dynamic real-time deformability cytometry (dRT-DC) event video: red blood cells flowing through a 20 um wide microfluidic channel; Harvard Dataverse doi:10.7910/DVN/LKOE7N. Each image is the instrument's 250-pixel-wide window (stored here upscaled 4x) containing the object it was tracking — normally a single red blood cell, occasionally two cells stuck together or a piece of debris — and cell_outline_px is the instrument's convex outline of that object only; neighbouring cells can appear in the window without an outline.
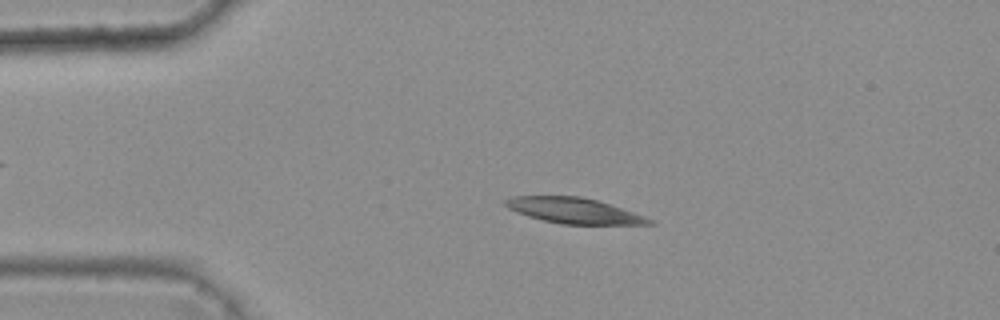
{"species": "common noctule bat (a hibernating species)", "species_latin": "Nyctalus noctula", "temperature_condition": "warm", "stored_images_in_passage": 4, "camera_frame_rate_fps": 3000, "um_per_image_px": 0.085, "animal": {"sex": "female", "body_mass_g": 25.1}, "frame": {"image": 1, "passage_image": 2, "time_ms": 0.333, "image_size_px": [1000, 320], "cell_outline_px": [[656, 224], [560, 224], [528, 216], [516, 212], [508, 208], [504, 204], [504, 200], [512, 196], [580, 196], [596, 200], [656, 220]], "centroid_in_image_um": [48.76, 17.9], "position_along_channel_um": 36.2, "area_um2": 21.21}}
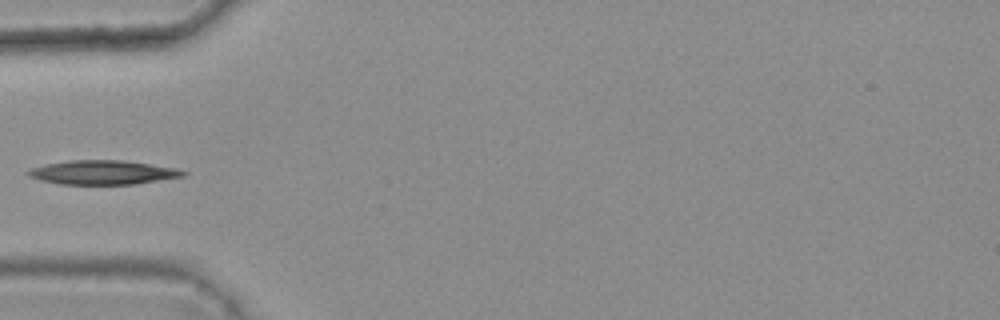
{"frame": {"image": 2, "passage_image": 4, "time_ms": 1.0, "image_size_px": [1000, 320], "cell_outline_px": [[188, 172], [184, 176], [136, 184], [60, 184], [40, 180], [28, 176], [24, 172], [28, 168], [44, 164], [68, 160], [124, 160], [176, 168]], "centroid_in_image_um": [8.68, 14.65], "position_along_channel_um": 76.3, "area_um2": 21.96}}